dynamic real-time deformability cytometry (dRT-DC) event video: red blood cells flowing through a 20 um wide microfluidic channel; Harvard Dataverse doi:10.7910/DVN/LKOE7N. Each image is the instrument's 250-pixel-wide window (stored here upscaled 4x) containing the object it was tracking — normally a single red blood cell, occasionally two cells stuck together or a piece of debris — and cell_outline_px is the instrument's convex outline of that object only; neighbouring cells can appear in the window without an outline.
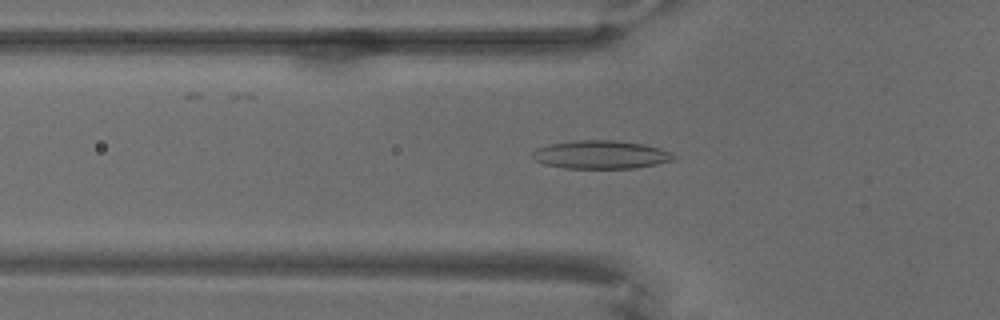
{"species": "common noctule bat (a hibernating species)", "species_latin": "Nyctalus noctula", "temperature_condition": "warm", "stored_images_in_passage": 69, "camera_frame_rate_fps": 3000, "um_per_image_px": 0.085, "animal": {"sex": "male", "body_mass_g": 18.8}, "frame": {"image": 1, "passage_image": 24, "time_ms": 7.667, "image_size_px": [1000, 320], "cell_outline_px": [[676, 156], [672, 160], [656, 164], [636, 168], [564, 168], [544, 164], [536, 160], [532, 156], [532, 152], [536, 148], [552, 144], [576, 140], [612, 140], [644, 144], [660, 148], [672, 152]], "centroid_in_image_um": [51.08, 13.14], "position_along_channel_um": 74.7, "area_um2": 23.18}}
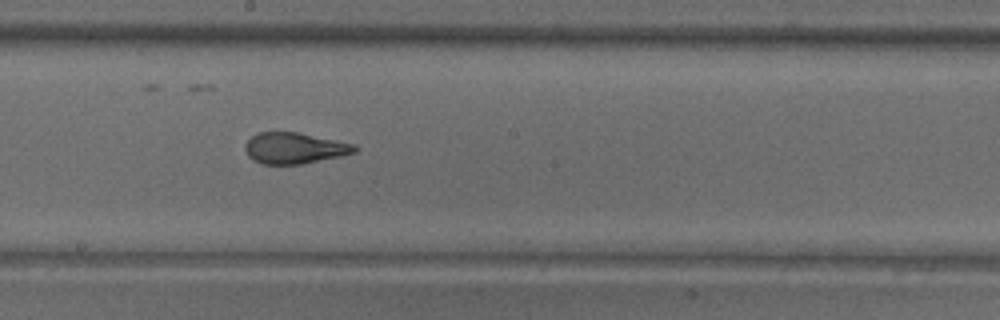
{"frame": {"image": 2, "passage_image": 39, "time_ms": 12.667, "image_size_px": [1000, 320], "cell_outline_px": [[360, 148], [356, 152], [340, 156], [300, 164], [260, 164], [252, 160], [248, 156], [244, 148], [244, 144], [256, 132], [300, 132], [356, 144]], "centroid_in_image_um": [25.03, 12.58], "position_along_channel_um": 223.2, "area_um2": 20.11}}
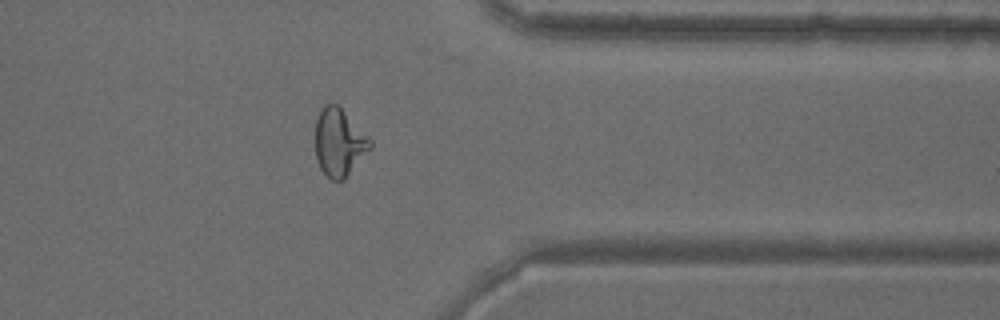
{"frame": {"image": 3, "passage_image": 56, "time_ms": 18.333, "image_size_px": [1000, 320], "cell_outline_px": [[372, 148], [344, 180], [332, 180], [320, 168], [316, 156], [316, 120], [320, 108], [324, 104], [336, 104], [372, 140]], "centroid_in_image_um": [28.83, 12.12], "position_along_channel_um": 382.6, "area_um2": 21.44}}